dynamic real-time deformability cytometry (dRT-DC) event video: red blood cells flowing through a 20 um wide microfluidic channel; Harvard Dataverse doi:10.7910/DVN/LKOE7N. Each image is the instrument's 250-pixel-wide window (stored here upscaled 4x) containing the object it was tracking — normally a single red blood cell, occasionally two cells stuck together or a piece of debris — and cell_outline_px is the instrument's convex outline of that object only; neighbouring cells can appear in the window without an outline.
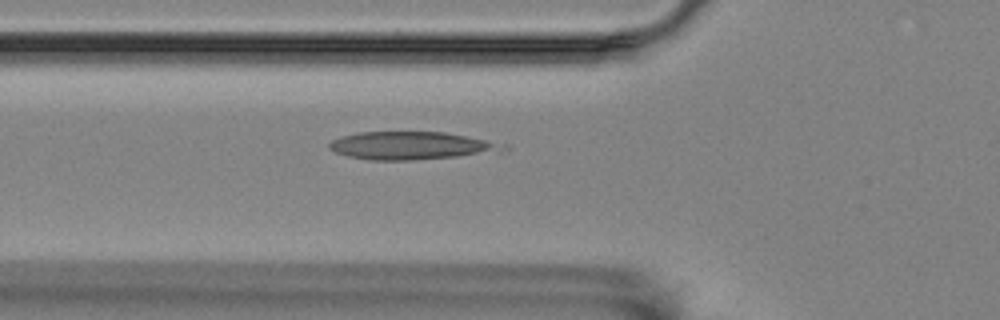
{"species": "Egyptian fruit bat (a non-hibernating species)", "species_latin": "Rousettus aegyptiacus", "temperature_condition": "room temperature", "stored_images_in_passage": 43, "camera_frame_rate_fps": 3000, "um_per_image_px": 0.085, "animal": {"sex": "female"}, "frame": {"image": 1, "passage_image": 11, "time_ms": 3.333, "image_size_px": [1000, 320], "cell_outline_px": [[512, 148], [500, 152], [456, 156], [408, 160], [368, 160], [348, 156], [336, 152], [328, 148], [328, 144], [332, 140], [340, 136], [356, 132], [444, 132], [508, 144]], "centroid_in_image_um": [34.97, 12.37], "position_along_channel_um": 90.8, "area_um2": 28.32}}
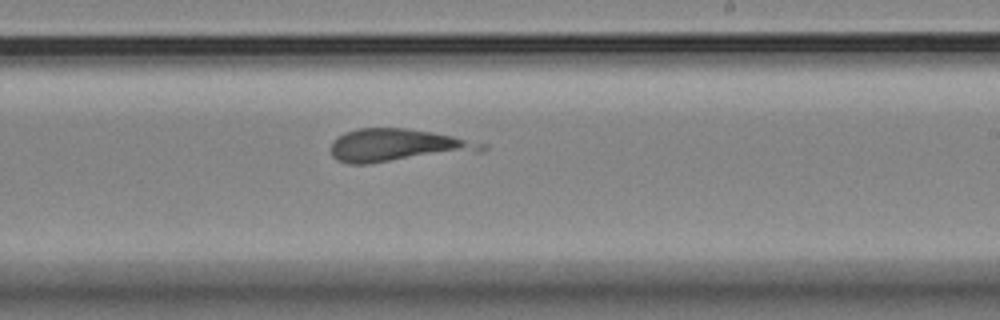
{"frame": {"image": 2, "passage_image": 25, "time_ms": 8.0, "image_size_px": [1000, 320], "cell_outline_px": [[488, 148], [484, 152], [368, 164], [348, 164], [336, 160], [332, 156], [332, 140], [344, 132], [360, 128], [404, 128], [432, 132], [452, 136], [488, 144]], "centroid_in_image_um": [33.85, 12.38], "position_along_channel_um": 255.1, "area_um2": 29.48}}
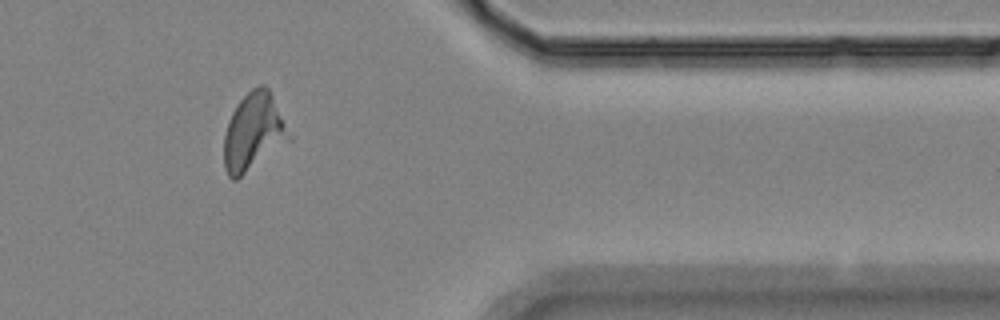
{"frame": {"image": 3, "passage_image": 38, "time_ms": 12.333, "image_size_px": [1000, 320], "cell_outline_px": [[284, 132], [236, 180], [232, 180], [228, 176], [224, 168], [224, 136], [228, 120], [232, 112], [240, 100], [252, 88], [260, 84], [264, 84], [268, 88], [272, 96], [284, 124]], "centroid_in_image_um": [21.33, 11.09], "position_along_channel_um": 390.1, "area_um2": 26.01}}